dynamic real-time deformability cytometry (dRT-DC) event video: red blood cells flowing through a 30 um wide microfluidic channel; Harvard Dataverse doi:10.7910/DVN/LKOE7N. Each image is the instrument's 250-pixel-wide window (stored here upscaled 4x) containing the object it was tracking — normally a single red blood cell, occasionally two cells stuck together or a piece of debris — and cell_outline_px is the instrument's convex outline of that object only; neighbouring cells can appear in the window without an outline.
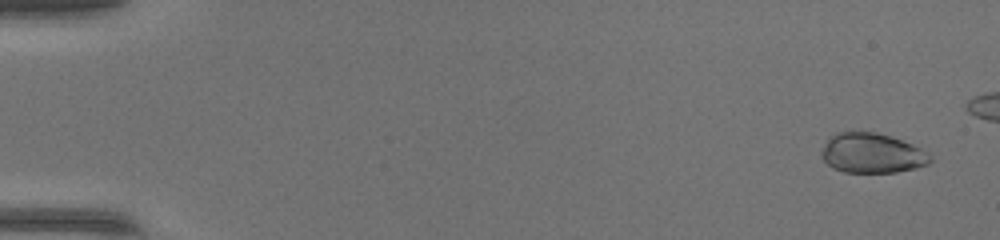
{"species": "common noctule bat (a hibernating species)", "species_latin": "Nyctalus noctula", "temperature_condition": "warm", "stored_images_in_passage": 47, "camera_frame_rate_fps": 3000, "um_per_image_px": 0.085, "animal": {"sex": "female", "body_mass_g": 17.0, "forearm_length_mm": 48.0}, "frame": {"image": 1, "passage_image": 3, "time_ms": 0.667, "image_size_px": [1000, 240], "cell_outline_px": [[932, 160], [928, 164], [916, 168], [896, 172], [844, 172], [832, 168], [820, 156], [820, 152], [828, 136], [836, 132], [876, 132], [912, 144], [928, 152], [932, 156]], "centroid_in_image_um": [74.09, 13.02], "position_along_channel_um": 10.9, "area_um2": 25.37}}
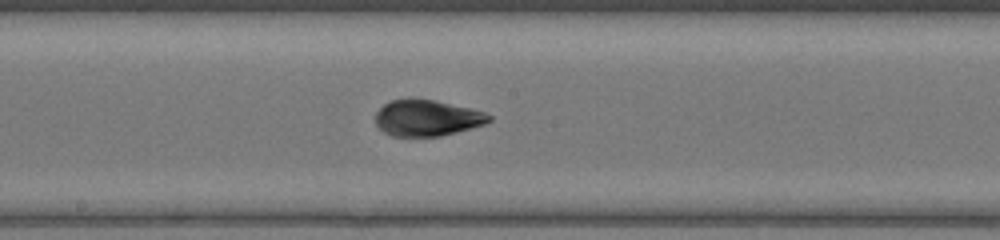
{"frame": {"image": 2, "passage_image": 29, "time_ms": 9.333, "image_size_px": [1000, 240], "cell_outline_px": [[492, 120], [484, 124], [472, 128], [440, 136], [392, 136], [384, 132], [376, 124], [376, 112], [384, 104], [392, 100], [408, 96], [412, 96], [436, 100], [484, 112], [492, 116]], "centroid_in_image_um": [36.27, 10.0], "position_along_channel_um": 211.9, "area_um2": 24.22}}
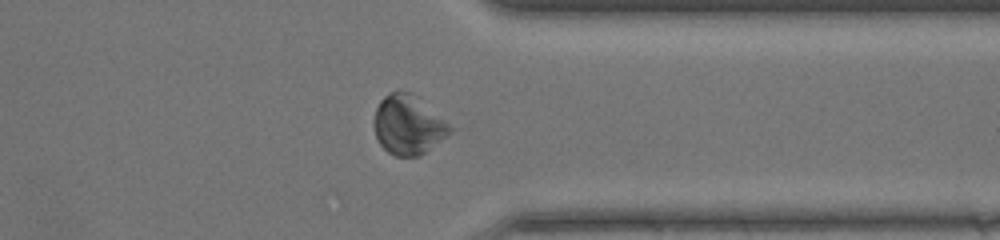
{"frame": {"image": 3, "passage_image": 41, "time_ms": 13.333, "image_size_px": [1000, 240], "cell_outline_px": [[452, 128], [440, 140], [420, 156], [396, 156], [388, 152], [380, 144], [376, 136], [376, 108], [380, 100], [384, 96], [400, 88], [408, 92], [448, 124]], "centroid_in_image_um": [34.63, 10.63], "position_along_channel_um": 376.8, "area_um2": 25.03}, "authors_computed_cell_mechanics": {"area_um2": 25.143, "velocity_mm_per_s": 4.1873, "shape_relaxation_time_tau1_ms": 5.2458, "shape_relaxation_time_tau2_ms": null, "deformation_change_tau1": 0.1644, "deformation_change_tau2": null}}